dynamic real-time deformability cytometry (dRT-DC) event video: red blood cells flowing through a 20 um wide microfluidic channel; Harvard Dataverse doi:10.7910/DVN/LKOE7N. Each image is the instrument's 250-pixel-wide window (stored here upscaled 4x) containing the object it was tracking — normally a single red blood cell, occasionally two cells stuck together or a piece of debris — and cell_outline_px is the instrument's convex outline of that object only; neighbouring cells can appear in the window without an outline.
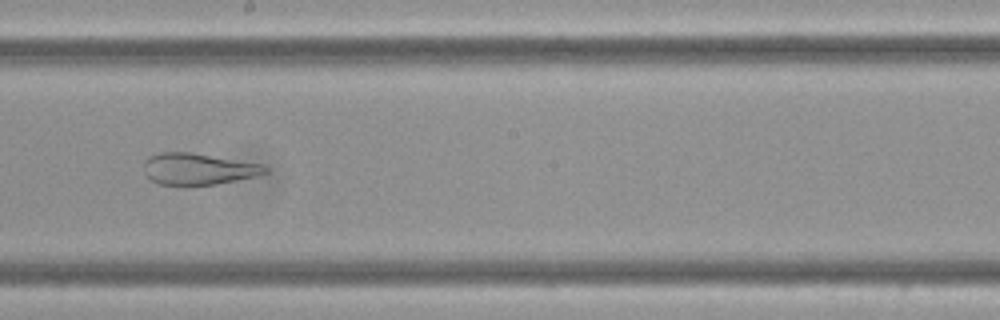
{"species": "Egyptian fruit bat (a non-hibernating species)", "species_latin": "Rousettus aegyptiacus", "temperature_condition": "cold", "stored_images_in_passage": 10, "camera_frame_rate_fps": 3000, "um_per_image_px": 0.085, "frame": {"image": 1, "passage_image": 9, "time_ms": 2.667, "image_size_px": [1000, 320], "cell_outline_px": [[268, 172], [256, 176], [216, 184], [160, 184], [152, 180], [144, 172], [144, 160], [148, 156], [160, 152], [192, 152], [260, 164], [268, 168]], "centroid_in_image_um": [16.82, 14.34], "position_along_channel_um": 231.4, "area_um2": 21.96}}